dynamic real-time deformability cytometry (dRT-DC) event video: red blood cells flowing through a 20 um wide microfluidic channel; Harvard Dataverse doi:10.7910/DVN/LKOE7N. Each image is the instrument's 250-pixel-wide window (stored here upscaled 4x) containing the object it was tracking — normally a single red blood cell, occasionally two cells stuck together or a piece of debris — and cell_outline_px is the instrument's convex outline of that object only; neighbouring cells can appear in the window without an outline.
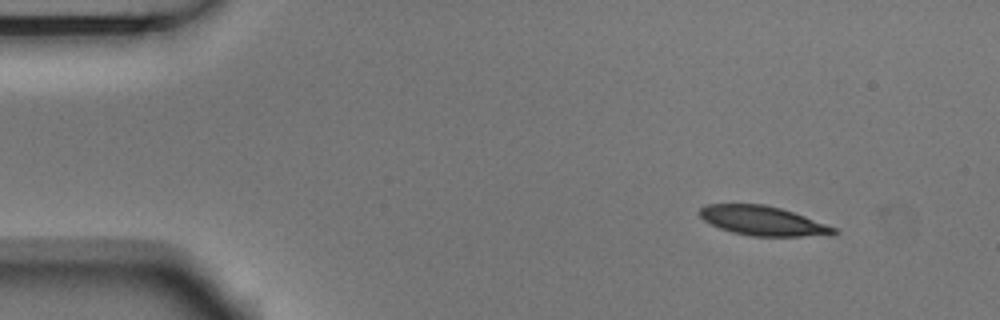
{"species": "Egyptian fruit bat (a non-hibernating species)", "species_latin": "Rousettus aegyptiacus", "temperature_condition": "room temperature", "stored_images_in_passage": 4, "camera_frame_rate_fps": 3000, "um_per_image_px": 0.085, "animal": {"sex": "male"}, "frame": {"image": 1, "passage_image": 1, "time_ms": 0.0, "image_size_px": [1000, 320], "cell_outline_px": [[840, 232], [832, 236], [752, 236], [732, 232], [720, 228], [704, 220], [700, 216], [700, 208], [708, 204], [764, 204], [780, 208], [804, 216], [836, 228]], "centroid_in_image_um": [64.89, 18.78], "position_along_channel_um": 20.1, "area_um2": 22.89}}